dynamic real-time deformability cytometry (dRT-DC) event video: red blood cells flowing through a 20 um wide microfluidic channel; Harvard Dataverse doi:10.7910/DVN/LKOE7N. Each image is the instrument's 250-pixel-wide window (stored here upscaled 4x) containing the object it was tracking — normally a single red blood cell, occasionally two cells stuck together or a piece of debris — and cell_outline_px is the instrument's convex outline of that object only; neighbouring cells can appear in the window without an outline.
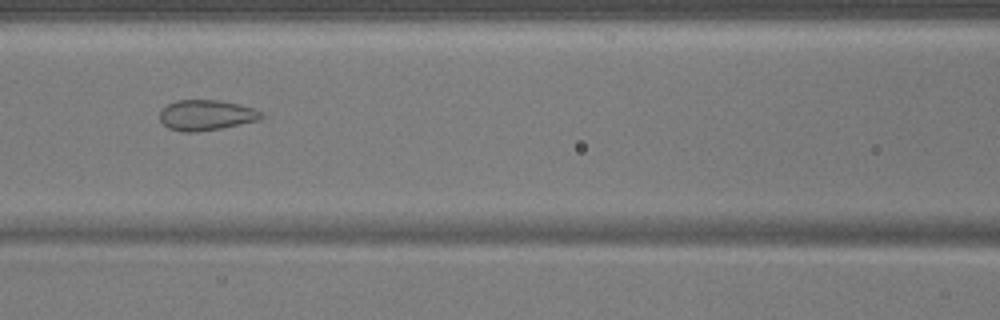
{"species": "common noctule bat (a hibernating species)", "species_latin": "Nyctalus noctula", "temperature_condition": "warm", "stored_images_in_passage": 47, "camera_frame_rate_fps": 3000, "um_per_image_px": 0.085, "animal": {"sex": "male", "body_mass_g": 17.9}, "frame": {"image": 1, "passage_image": 19, "time_ms": 6.0, "image_size_px": [1000, 320], "cell_outline_px": [[264, 116], [260, 120], [220, 128], [196, 132], [184, 132], [168, 128], [160, 120], [160, 112], [168, 104], [176, 100], [220, 100], [240, 104], [252, 108], [260, 112]], "centroid_in_image_um": [17.53, 9.78], "position_along_channel_um": 149.1, "area_um2": 17.92}}
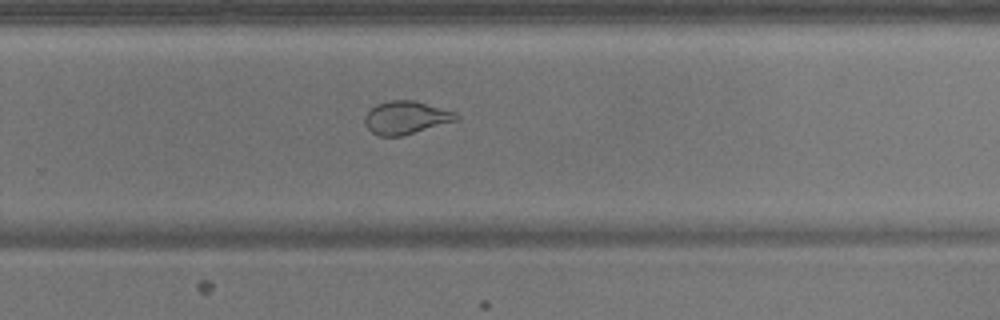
{"frame": {"image": 2, "passage_image": 30, "time_ms": 9.667, "image_size_px": [1000, 320], "cell_outline_px": [[460, 120], [400, 136], [380, 136], [372, 132], [364, 124], [364, 116], [376, 104], [388, 100], [412, 100], [440, 108], [452, 112], [460, 116]], "centroid_in_image_um": [34.48, 10.0], "position_along_channel_um": 295.3, "area_um2": 17.4}}
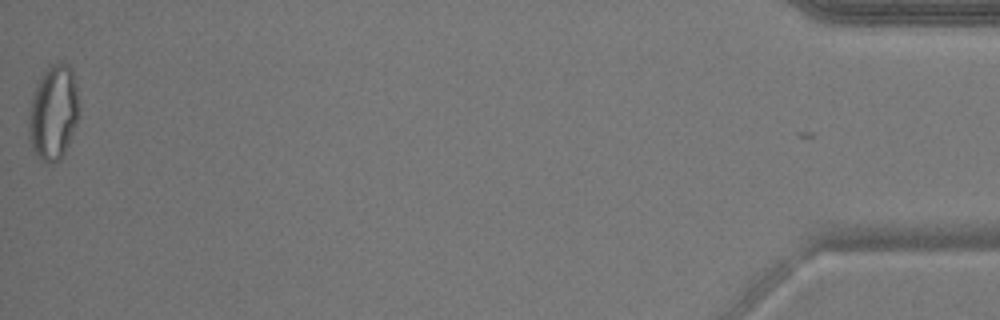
{"frame": {"image": 3, "passage_image": 47, "time_ms": 15.333, "image_size_px": [1000, 320], "cell_outline_px": [[80, 112], [76, 124], [68, 144], [60, 160], [52, 164], [48, 164], [40, 160], [36, 156], [28, 140], [28, 112], [32, 96], [36, 84], [40, 76], [48, 64], [56, 60], [60, 60], [68, 64], [72, 68], [76, 84]], "centroid_in_image_um": [4.52, 9.53], "position_along_channel_um": 430.7, "area_um2": 28.73}}